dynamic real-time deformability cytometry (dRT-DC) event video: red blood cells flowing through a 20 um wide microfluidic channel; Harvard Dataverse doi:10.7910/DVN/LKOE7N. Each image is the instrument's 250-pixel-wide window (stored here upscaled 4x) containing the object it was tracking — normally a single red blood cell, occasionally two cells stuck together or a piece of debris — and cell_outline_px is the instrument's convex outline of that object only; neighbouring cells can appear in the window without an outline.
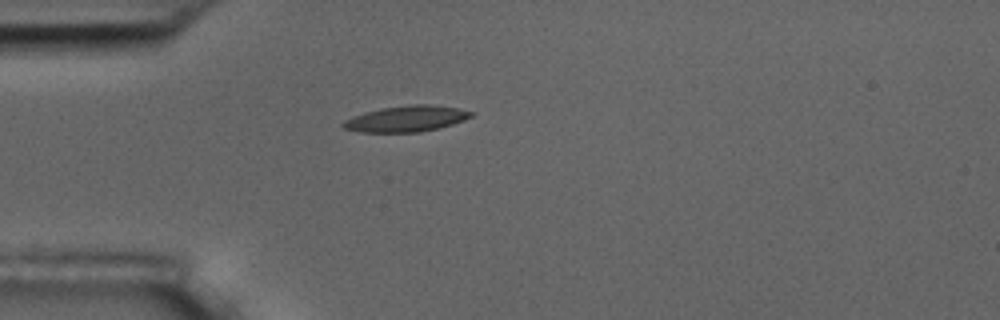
{"species": "common noctule bat (a hibernating species)", "species_latin": "Nyctalus noctula", "temperature_condition": "room temperature", "stored_images_in_passage": 2, "camera_frame_rate_fps": 3000, "um_per_image_px": 0.085, "animal": {"sex": "male", "body_mass_g": 17.5, "forearm_length_mm": 52.3}, "frame": {"image": 1, "passage_image": 1, "time_ms": 0.0, "image_size_px": [1000, 320], "cell_outline_px": [[476, 112], [472, 116], [464, 120], [452, 124], [420, 132], [360, 132], [344, 128], [340, 124], [344, 120], [352, 116], [364, 112], [380, 108], [408, 104], [428, 104], [456, 108]], "centroid_in_image_um": [34.51, 10.08], "position_along_channel_um": 50.5, "area_um2": 19.42}}